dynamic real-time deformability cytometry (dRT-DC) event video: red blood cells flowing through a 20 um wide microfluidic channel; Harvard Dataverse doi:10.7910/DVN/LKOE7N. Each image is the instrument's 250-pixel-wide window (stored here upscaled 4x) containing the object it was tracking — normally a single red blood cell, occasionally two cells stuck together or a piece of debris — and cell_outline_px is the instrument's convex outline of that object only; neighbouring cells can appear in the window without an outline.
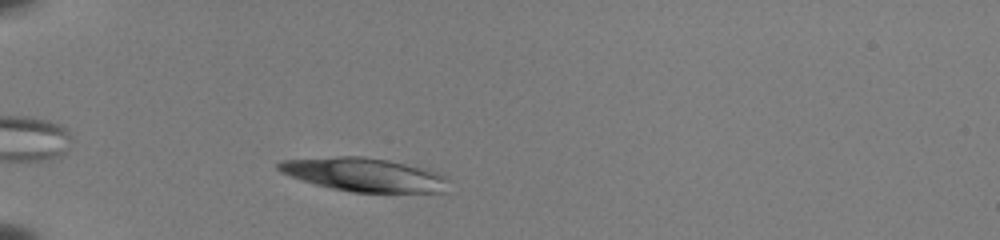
{"species": "common noctule bat (a hibernating species)", "species_latin": "Nyctalus noctula", "temperature_condition": "room temperature", "stored_images_in_passage": 45, "camera_frame_rate_fps": 3000, "um_per_image_px": 0.085, "animal": {"sex": "female", "body_mass_g": 22.0, "forearm_length_mm": 56.7}, "frame": {"image": 1, "passage_image": 5, "time_ms": 1.333, "image_size_px": [1000, 240], "cell_outline_px": [[444, 192], [352, 192], [332, 188], [316, 184], [280, 172], [276, 168], [276, 164], [280, 160], [336, 156], [360, 156], [388, 160], [424, 168], [436, 172], [444, 176]], "centroid_in_image_um": [30.87, 14.83], "position_along_channel_um": 54.1, "area_um2": 32.71}}
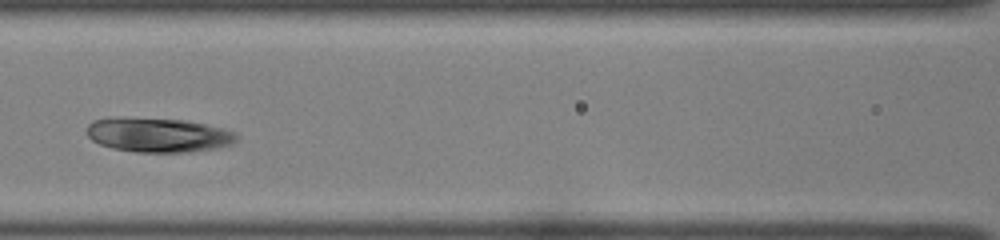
{"frame": {"image": 2, "passage_image": 15, "time_ms": 4.667, "image_size_px": [1000, 240], "cell_outline_px": [[236, 140], [232, 144], [212, 148], [184, 152], [136, 152], [112, 148], [100, 144], [92, 140], [88, 136], [88, 124], [92, 120], [180, 120], [204, 124], [220, 128], [232, 132], [236, 136]], "centroid_in_image_um": [13.45, 11.52], "position_along_channel_um": 153.1, "area_um2": 28.44}}
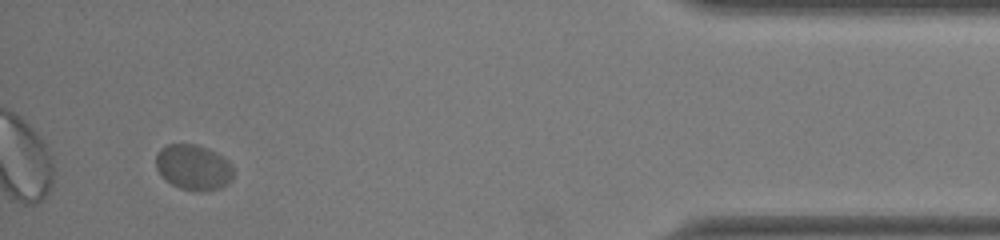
{"frame": {"image": 3, "passage_image": 42, "time_ms": 13.667, "image_size_px": [1000, 240], "cell_outline_px": [[232, 180], [228, 184], [220, 188], [200, 192], [180, 188], [172, 184], [156, 168], [156, 152], [160, 148], [168, 144], [196, 144], [208, 148], [224, 156], [232, 164]], "centroid_in_image_um": [16.47, 14.2], "position_along_channel_um": 418.7, "area_um2": 20.63}}